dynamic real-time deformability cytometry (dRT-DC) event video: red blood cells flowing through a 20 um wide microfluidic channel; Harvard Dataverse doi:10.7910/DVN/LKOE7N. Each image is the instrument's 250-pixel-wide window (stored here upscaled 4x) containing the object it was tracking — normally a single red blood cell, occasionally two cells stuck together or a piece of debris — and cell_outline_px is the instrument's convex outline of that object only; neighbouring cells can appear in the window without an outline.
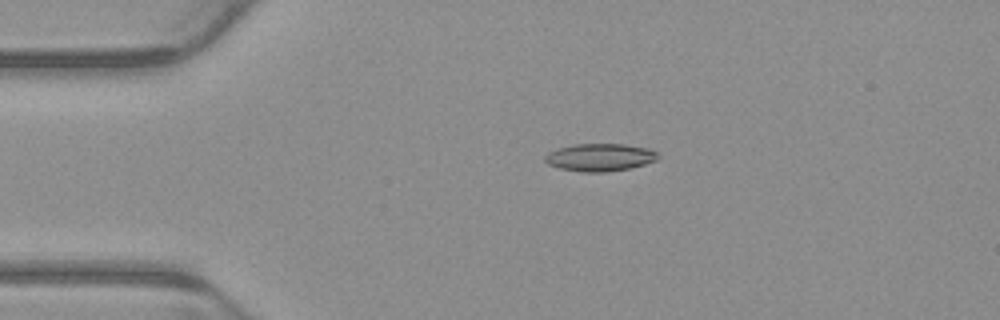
{"species": "common noctule bat (a hibernating species)", "species_latin": "Nyctalus noctula", "temperature_condition": "warm", "stored_images_in_passage": 4, "camera_frame_rate_fps": 3000, "um_per_image_px": 0.085, "animal": {"sex": "male", "body_mass_g": 23.1, "forearm_length_mm": 52.7}, "frame": {"image": 1, "passage_image": 3, "time_ms": 0.667, "image_size_px": [1000, 320], "cell_outline_px": [[660, 156], [656, 160], [644, 164], [628, 168], [608, 172], [580, 172], [560, 168], [548, 164], [544, 160], [544, 156], [548, 152], [572, 144], [624, 144], [648, 148], [656, 152]], "centroid_in_image_um": [50.98, 13.37], "position_along_channel_um": 34.0, "area_um2": 18.15}}